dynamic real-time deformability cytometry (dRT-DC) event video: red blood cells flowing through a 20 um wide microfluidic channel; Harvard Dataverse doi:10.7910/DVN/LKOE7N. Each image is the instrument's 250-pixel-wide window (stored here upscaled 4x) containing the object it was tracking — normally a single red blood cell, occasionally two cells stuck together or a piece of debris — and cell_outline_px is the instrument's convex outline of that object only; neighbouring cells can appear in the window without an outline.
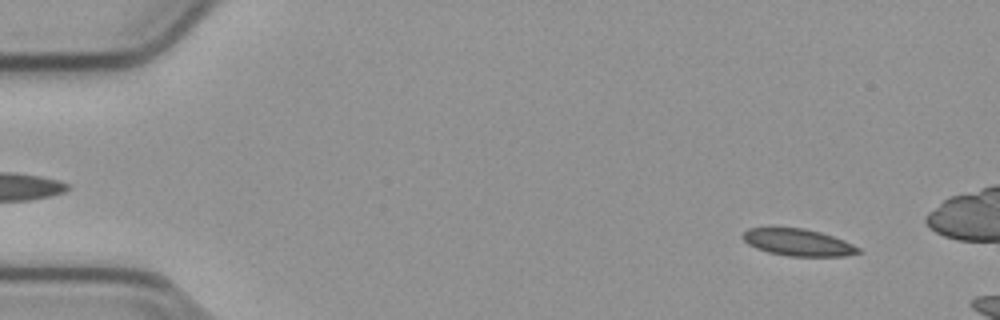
{"species": "common noctule bat (a hibernating species)", "species_latin": "Nyctalus noctula", "temperature_condition": "cold", "stored_images_in_passage": 10, "camera_frame_rate_fps": 3000, "um_per_image_px": 0.085, "animal": {"sex": "male", "body_mass_g": 23.1, "forearm_length_mm": 52.7}, "frame": {"image": 1, "passage_image": 5, "time_ms": 1.333, "image_size_px": [1000, 320], "cell_outline_px": [[864, 252], [844, 256], [788, 256], [768, 252], [756, 248], [748, 244], [740, 236], [748, 228], [772, 224], [776, 224], [804, 228], [820, 232], [844, 240], [860, 248]], "centroid_in_image_um": [67.76, 20.55], "position_along_channel_um": 17.2, "area_um2": 19.02}}